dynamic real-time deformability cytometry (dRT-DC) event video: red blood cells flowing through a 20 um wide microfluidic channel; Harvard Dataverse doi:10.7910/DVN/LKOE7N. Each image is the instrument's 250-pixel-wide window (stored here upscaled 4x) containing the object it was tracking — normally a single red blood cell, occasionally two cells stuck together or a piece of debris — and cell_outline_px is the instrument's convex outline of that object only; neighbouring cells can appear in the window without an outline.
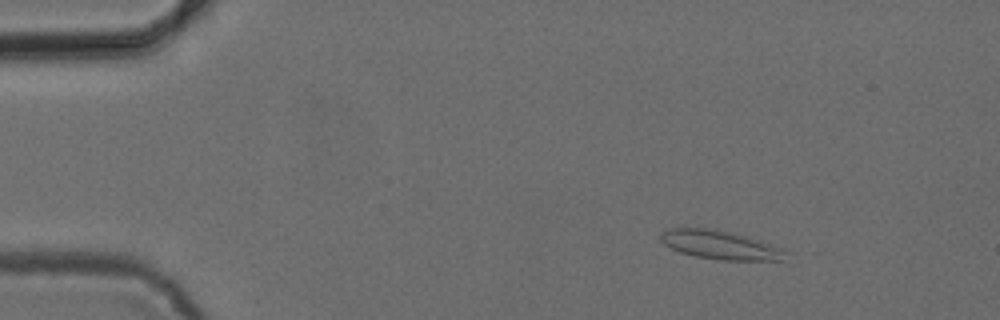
{"species": "common noctule bat (a hibernating species)", "species_latin": "Nyctalus noctula", "temperature_condition": "cold", "stored_images_in_passage": 53, "camera_frame_rate_fps": 3000, "um_per_image_px": 0.085, "animal": {"sex": "female", "body_mass_g": 24.6, "forearm_length_mm": 56.2}, "frame": {"image": 1, "passage_image": 8, "time_ms": 2.333, "image_size_px": [1000, 320], "cell_outline_px": [[792, 252], [780, 260], [720, 260], [696, 256], [680, 252], [664, 244], [660, 240], [660, 236], [668, 228], [716, 228], [748, 236], [760, 240]], "centroid_in_image_um": [61.25, 20.81], "position_along_channel_um": 23.7, "area_um2": 21.04}}
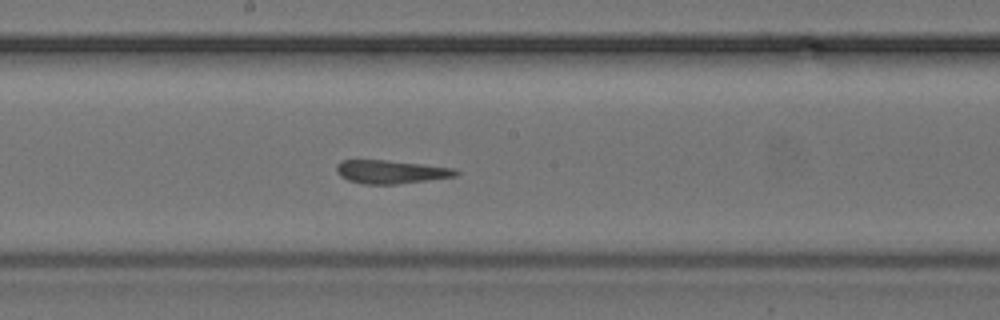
{"frame": {"image": 2, "passage_image": 29, "time_ms": 9.333, "image_size_px": [1000, 320], "cell_outline_px": [[460, 172], [456, 176], [396, 184], [364, 184], [348, 180], [340, 176], [336, 172], [336, 164], [340, 160], [384, 160], [456, 168]], "centroid_in_image_um": [33.19, 14.6], "position_along_channel_um": 215.0, "area_um2": 16.18}}
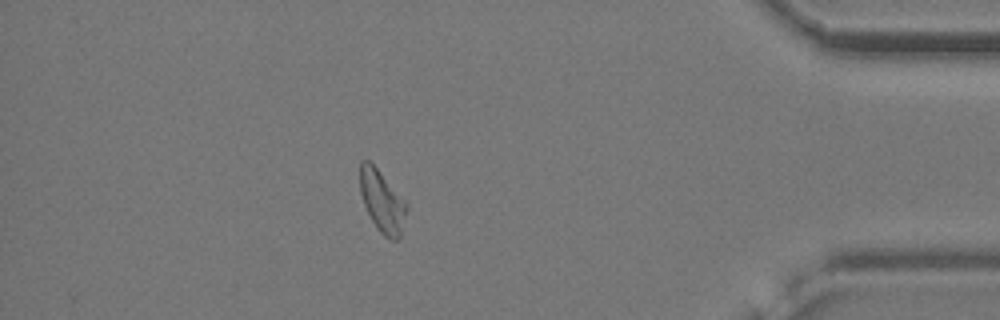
{"frame": {"image": 3, "passage_image": 47, "time_ms": 15.333, "image_size_px": [1000, 320], "cell_outline_px": [[408, 208], [400, 236], [396, 240], [392, 240], [384, 236], [376, 228], [364, 204], [360, 192], [360, 160], [368, 160], [408, 200]], "centroid_in_image_um": [32.52, 17.11], "position_along_channel_um": 402.7, "area_um2": 16.99}}